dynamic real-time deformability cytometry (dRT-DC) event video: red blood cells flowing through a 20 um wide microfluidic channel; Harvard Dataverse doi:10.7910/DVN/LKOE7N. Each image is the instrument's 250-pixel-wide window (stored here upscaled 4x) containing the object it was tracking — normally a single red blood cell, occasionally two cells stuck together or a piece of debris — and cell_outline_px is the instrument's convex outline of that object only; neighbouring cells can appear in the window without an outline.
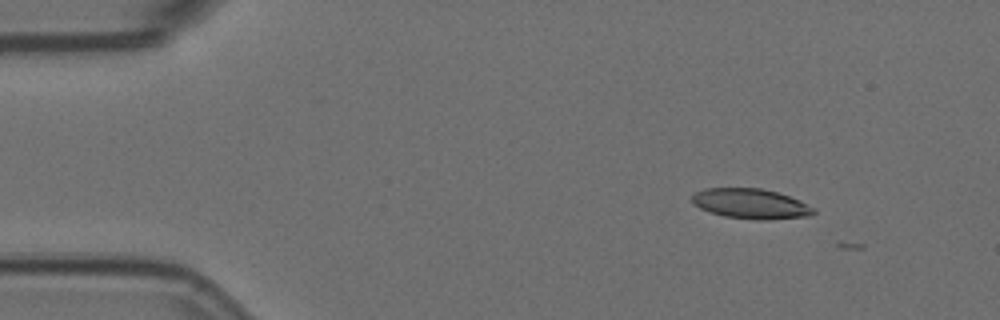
{"species": "Egyptian fruit bat (a non-hibernating species)", "species_latin": "Rousettus aegyptiacus", "temperature_condition": "room temperature", "stored_images_in_passage": 4, "camera_frame_rate_fps": 3000, "um_per_image_px": 0.085, "animal": {"sex": "female"}, "frame": {"image": 1, "passage_image": 3, "time_ms": 0.667, "image_size_px": [1000, 320], "cell_outline_px": [[816, 212], [812, 216], [768, 220], [756, 220], [724, 216], [700, 208], [692, 204], [692, 196], [696, 192], [704, 188], [760, 188], [776, 192], [800, 200], [816, 208]], "centroid_in_image_um": [63.86, 17.33], "position_along_channel_um": 21.1, "area_um2": 21.44}}